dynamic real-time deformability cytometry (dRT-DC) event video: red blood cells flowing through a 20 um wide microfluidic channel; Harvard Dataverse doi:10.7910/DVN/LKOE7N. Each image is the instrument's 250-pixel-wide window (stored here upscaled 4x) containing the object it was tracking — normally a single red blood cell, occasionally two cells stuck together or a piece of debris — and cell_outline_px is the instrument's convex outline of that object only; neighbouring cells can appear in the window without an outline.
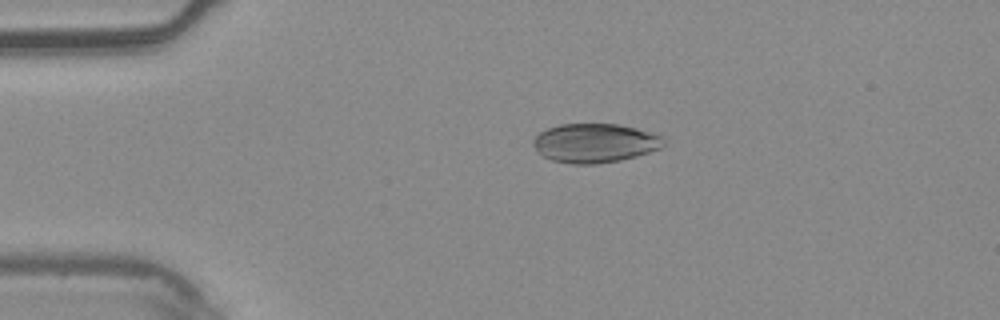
{"species": "common noctule bat (a hibernating species)", "species_latin": "Nyctalus noctula", "temperature_condition": "warm", "stored_images_in_passage": 4, "camera_frame_rate_fps": 3000, "um_per_image_px": 0.085, "animal": {"sex": "male", "body_mass_g": 20.4}, "frame": {"image": 1, "passage_image": 3, "time_ms": 0.667, "image_size_px": [1000, 320], "cell_outline_px": [[664, 144], [660, 148], [636, 156], [620, 160], [596, 164], [572, 164], [552, 160], [544, 156], [532, 144], [532, 140], [540, 132], [548, 128], [560, 124], [620, 124], [652, 132], [664, 136]], "centroid_in_image_um": [50.58, 12.15], "position_along_channel_um": 34.4, "area_um2": 29.65}}